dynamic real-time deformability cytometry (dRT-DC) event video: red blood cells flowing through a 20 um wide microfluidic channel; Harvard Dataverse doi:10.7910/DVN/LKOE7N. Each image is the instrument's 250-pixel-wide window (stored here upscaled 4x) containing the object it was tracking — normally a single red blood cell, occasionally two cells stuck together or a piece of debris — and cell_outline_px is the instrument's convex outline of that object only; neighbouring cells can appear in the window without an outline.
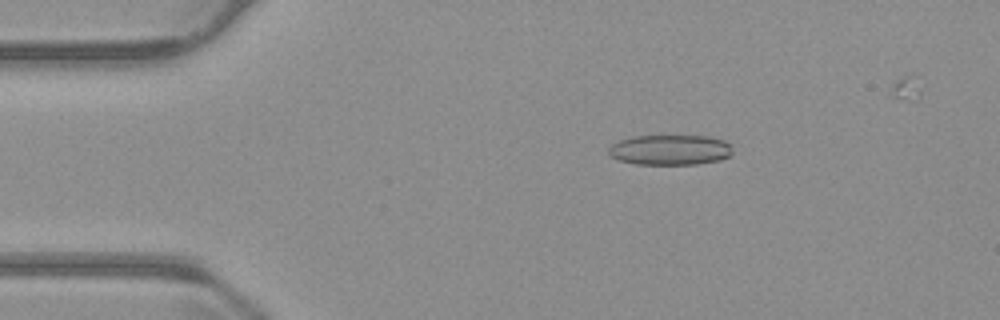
{"species": "common noctule bat (a hibernating species)", "species_latin": "Nyctalus noctula", "temperature_condition": "warm", "stored_images_in_passage": 49, "camera_frame_rate_fps": 3000, "um_per_image_px": 0.085, "animal": {"sex": "male", "body_mass_g": 23.1, "forearm_length_mm": 52.7}, "frame": {"image": 1, "passage_image": 10, "time_ms": 3.0, "image_size_px": [1000, 320], "cell_outline_px": [[732, 152], [728, 156], [720, 160], [696, 164], [636, 164], [620, 160], [612, 156], [608, 152], [608, 148], [612, 144], [620, 140], [632, 136], [708, 136], [724, 140], [732, 144]], "centroid_in_image_um": [56.98, 12.73], "position_along_channel_um": 28.0, "area_um2": 21.85}}
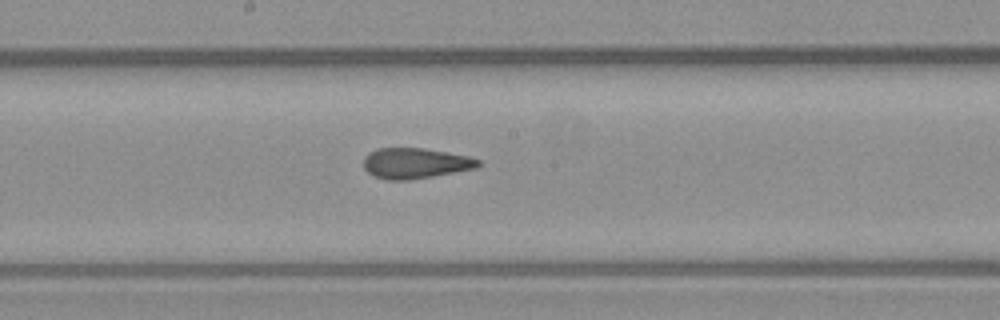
{"frame": {"image": 2, "passage_image": 29, "time_ms": 9.333, "image_size_px": [1000, 320], "cell_outline_px": [[480, 164], [476, 168], [432, 176], [408, 180], [388, 180], [372, 176], [364, 168], [364, 156], [368, 152], [376, 148], [424, 148], [468, 156], [480, 160]], "centroid_in_image_um": [35.25, 13.87], "position_along_channel_um": 212.9, "area_um2": 20.4}}
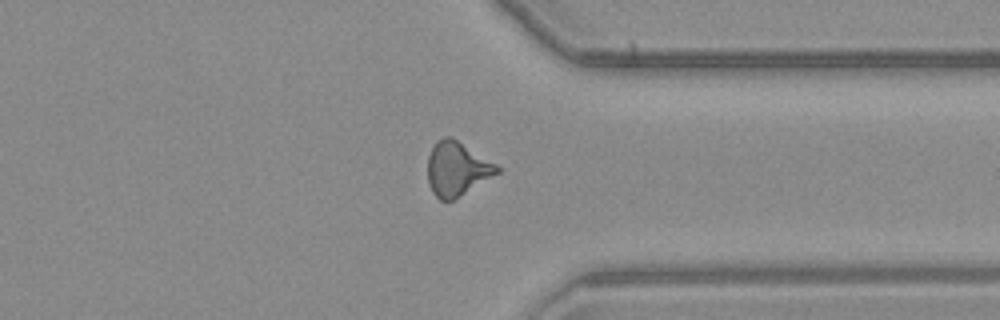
{"frame": {"image": 3, "passage_image": 42, "time_ms": 13.667, "image_size_px": [1000, 320], "cell_outline_px": [[504, 168], [500, 172], [452, 200], [440, 200], [432, 192], [428, 180], [428, 156], [436, 140], [444, 136], [452, 136]], "centroid_in_image_um": [38.86, 14.31], "position_along_channel_um": 372.5, "area_um2": 21.96}}